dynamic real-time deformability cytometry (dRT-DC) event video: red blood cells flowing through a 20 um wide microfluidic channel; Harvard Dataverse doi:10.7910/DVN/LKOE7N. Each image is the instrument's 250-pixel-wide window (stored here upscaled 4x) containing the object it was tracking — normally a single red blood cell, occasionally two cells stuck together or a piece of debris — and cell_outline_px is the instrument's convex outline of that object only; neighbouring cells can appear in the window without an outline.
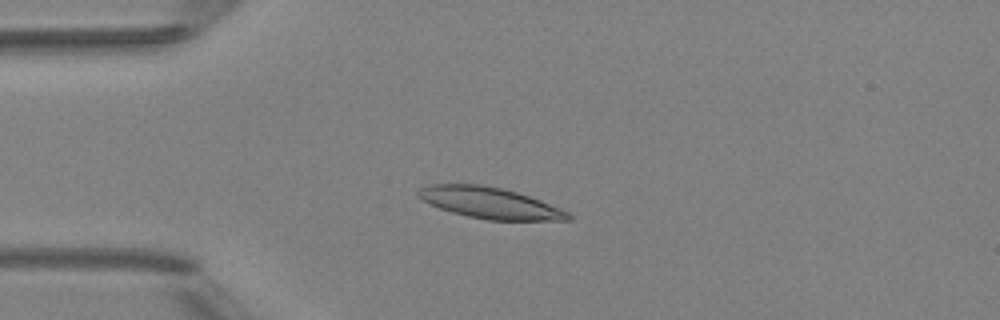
{"species": "Egyptian fruit bat (a non-hibernating species)", "species_latin": "Rousettus aegyptiacus", "temperature_condition": "room temperature", "stored_images_in_passage": 5, "camera_frame_rate_fps": 3000, "um_per_image_px": 0.085, "animal": {"sex": "female"}, "frame": {"image": 1, "passage_image": 4, "time_ms": 3.333, "image_size_px": [1000, 320], "cell_outline_px": [[572, 220], [488, 220], [468, 216], [452, 212], [440, 208], [416, 196], [416, 192], [420, 188], [428, 184], [480, 184], [500, 188], [516, 192], [540, 200], [560, 208], [568, 212], [572, 216]], "centroid_in_image_um": [41.63, 17.24], "position_along_channel_um": 43.4, "area_um2": 26.99}}
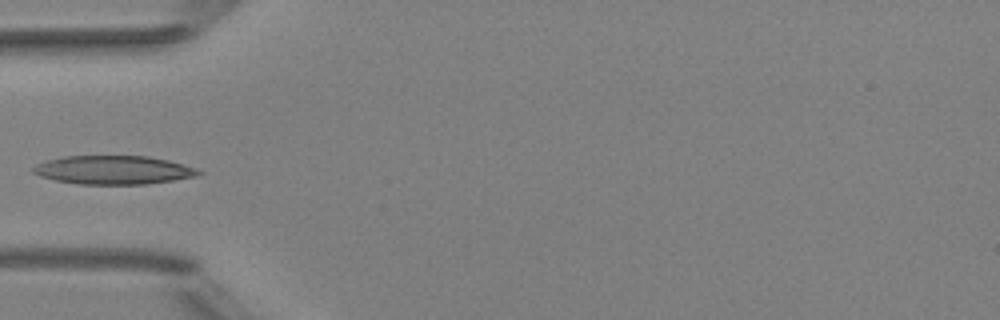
{"frame": {"image": 2, "passage_image": 5, "time_ms": 4.667, "image_size_px": [1000, 320], "cell_outline_px": [[204, 172], [200, 176], [144, 184], [76, 184], [56, 180], [40, 176], [32, 172], [32, 168], [36, 164], [48, 160], [64, 156], [148, 156], [168, 160], [184, 164], [196, 168]], "centroid_in_image_um": [9.67, 14.45], "position_along_channel_um": 75.3, "area_um2": 27.63}}